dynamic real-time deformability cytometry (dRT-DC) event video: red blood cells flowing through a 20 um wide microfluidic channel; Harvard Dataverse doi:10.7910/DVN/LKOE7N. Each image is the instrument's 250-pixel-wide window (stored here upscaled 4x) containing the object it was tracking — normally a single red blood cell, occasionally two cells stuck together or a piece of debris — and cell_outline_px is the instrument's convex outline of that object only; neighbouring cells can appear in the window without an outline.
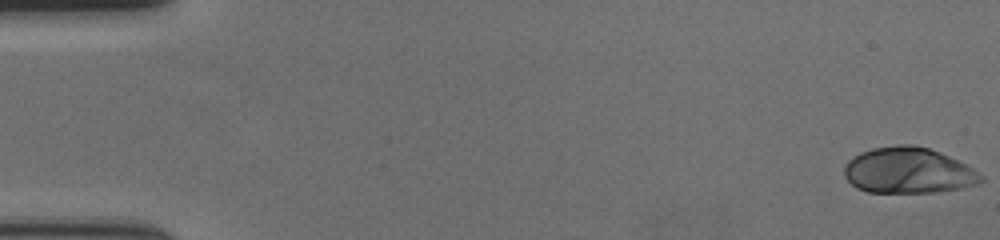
{"species": "human", "species_latin": "Homo sapiens", "temperature_condition": "cold", "stored_images_in_passage": 58, "camera_frame_rate_fps": 3000, "um_per_image_px": 0.085, "donor": {"sex": "female"}, "frame": {"image": 1, "passage_image": 1, "time_ms": 0.0, "image_size_px": [1000, 240], "cell_outline_px": [[984, 180], [976, 184], [964, 188], [936, 192], [868, 192], [856, 188], [844, 176], [844, 164], [852, 156], [860, 152], [872, 148], [896, 144], [912, 144], [928, 148], [940, 152], [972, 168], [984, 176]], "centroid_in_image_um": [77.18, 14.49], "position_along_channel_um": 7.8, "area_um2": 36.76}}
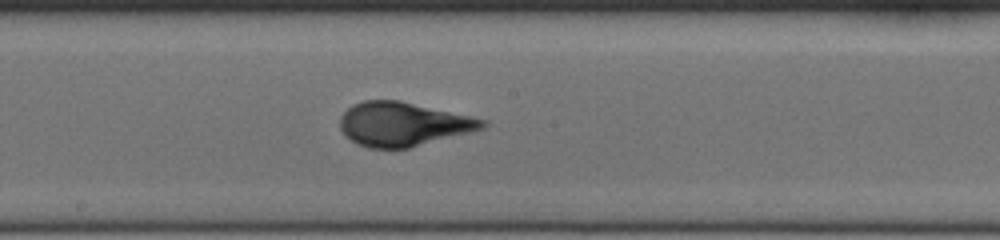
{"frame": {"image": 2, "passage_image": 32, "time_ms": 10.333, "image_size_px": [1000, 240], "cell_outline_px": [[488, 124], [484, 128], [472, 132], [408, 148], [368, 148], [356, 144], [344, 136], [340, 128], [340, 116], [352, 104], [364, 100], [400, 100], [488, 120]], "centroid_in_image_um": [34.25, 10.55], "position_along_channel_um": 214.0, "area_um2": 36.7}}
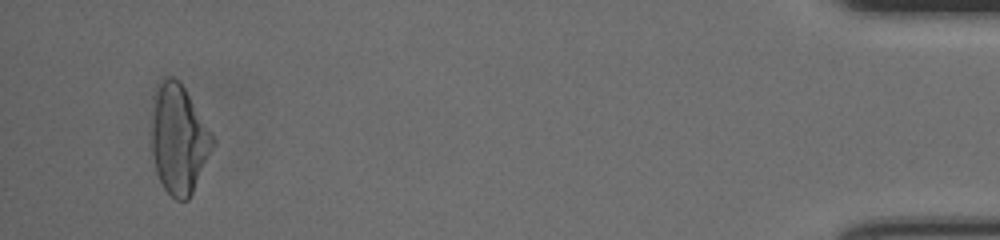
{"frame": {"image": 3, "passage_image": 56, "time_ms": 18.333, "image_size_px": [1000, 240], "cell_outline_px": [[216, 140], [192, 192], [188, 200], [176, 200], [164, 188], [156, 172], [152, 156], [152, 120], [156, 96], [160, 84], [168, 76], [172, 76], [184, 88]], "centroid_in_image_um": [15.2, 11.89], "position_along_channel_um": 420.0, "area_um2": 37.74}, "authors_computed_cell_mechanics": {"area_um2": 36.2117, "velocity_mm_per_s": 3.5427, "shape_relaxation_time_tau1_ms": 5.6467, "shape_relaxation_time_tau2_ms": null, "deformation_change_tau1": 0.242, "deformation_change_tau2": null}}